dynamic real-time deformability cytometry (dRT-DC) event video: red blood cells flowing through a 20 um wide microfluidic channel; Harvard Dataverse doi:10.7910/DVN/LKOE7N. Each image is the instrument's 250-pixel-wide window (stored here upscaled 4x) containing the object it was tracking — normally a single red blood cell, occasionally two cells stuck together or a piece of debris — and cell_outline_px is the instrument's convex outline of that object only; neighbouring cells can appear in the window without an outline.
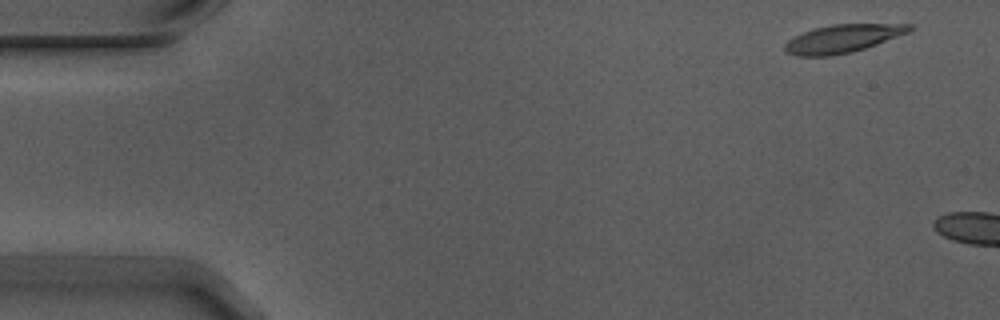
{"species": "Egyptian fruit bat (a non-hibernating species)", "species_latin": "Rousettus aegyptiacus", "temperature_condition": "warm", "stored_images_in_passage": 2, "camera_frame_rate_fps": 3000, "um_per_image_px": 0.085, "animal": {"sex": "male"}, "frame": {"image": 1, "passage_image": 1, "time_ms": 0.0, "image_size_px": [1000, 320], "cell_outline_px": [[912, 32], [852, 52], [832, 56], [796, 56], [788, 52], [784, 48], [784, 44], [788, 40], [804, 32], [816, 28], [832, 24], [912, 24]], "centroid_in_image_um": [71.66, 3.28], "position_along_channel_um": 13.3, "area_um2": 20.29}}